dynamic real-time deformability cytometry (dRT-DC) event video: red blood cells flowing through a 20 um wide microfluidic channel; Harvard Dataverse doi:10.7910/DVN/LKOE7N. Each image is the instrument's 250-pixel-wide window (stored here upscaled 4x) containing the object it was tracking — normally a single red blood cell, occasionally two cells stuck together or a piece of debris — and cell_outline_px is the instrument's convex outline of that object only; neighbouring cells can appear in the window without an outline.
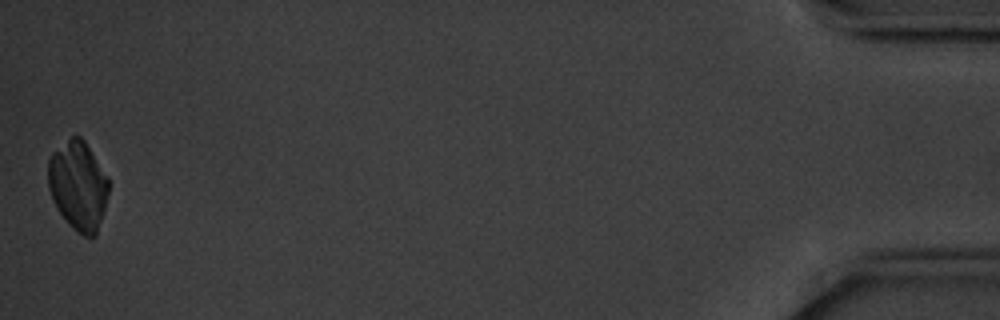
{"species": "common noctule bat (a hibernating species)", "species_latin": "Nyctalus noctula", "temperature_condition": "cold", "stored_images_in_passage": 43, "camera_frame_rate_fps": 3000, "um_per_image_px": 0.085, "animal": {"sex": "male", "body_mass_g": 20.1, "forearm_length_mm": 53.5}, "frame": {"image": 1, "passage_image": 43, "time_ms": 14.0, "image_size_px": [1000, 320], "cell_outline_px": [[108, 192], [104, 208], [96, 236], [84, 236], [76, 232], [68, 224], [56, 208], [52, 200], [48, 188], [48, 160], [52, 152], [72, 136], [80, 136], [84, 140], [108, 176]], "centroid_in_image_um": [6.62, 15.78], "position_along_channel_um": 428.6, "area_um2": 31.44}}